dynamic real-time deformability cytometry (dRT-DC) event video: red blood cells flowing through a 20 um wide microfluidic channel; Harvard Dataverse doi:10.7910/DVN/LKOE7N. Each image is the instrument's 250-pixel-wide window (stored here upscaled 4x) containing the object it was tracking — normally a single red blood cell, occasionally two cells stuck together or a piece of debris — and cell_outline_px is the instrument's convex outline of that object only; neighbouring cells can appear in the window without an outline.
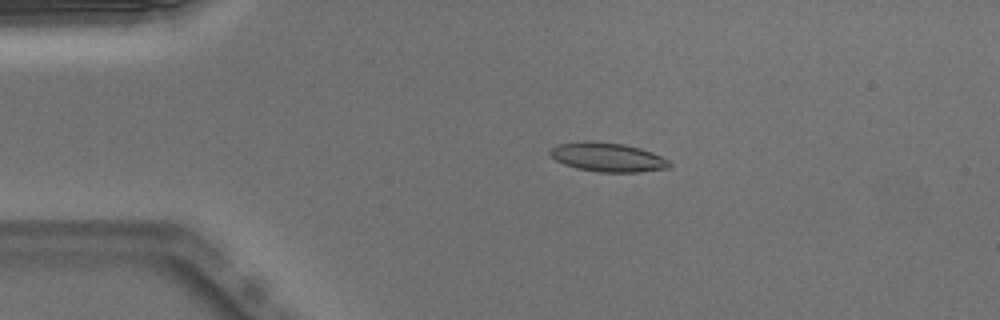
{"species": "Egyptian fruit bat (a non-hibernating species)", "species_latin": "Rousettus aegyptiacus", "temperature_condition": "warm", "stored_images_in_passage": 49, "segment_of_instrument_passage": [1, 2], "camera_frame_rate_fps": 3000, "um_per_image_px": 0.085, "animal": {"sex": "male"}, "frame": {"image": 1, "passage_image": 9, "time_ms": 2.667, "image_size_px": [1000, 320], "cell_outline_px": [[672, 164], [668, 168], [640, 172], [600, 172], [576, 168], [564, 164], [556, 160], [548, 152], [556, 144], [580, 140], [592, 140], [624, 144], [640, 148], [652, 152], [668, 160]], "centroid_in_image_um": [51.62, 13.34], "position_along_channel_um": 33.4, "area_um2": 20.4}}
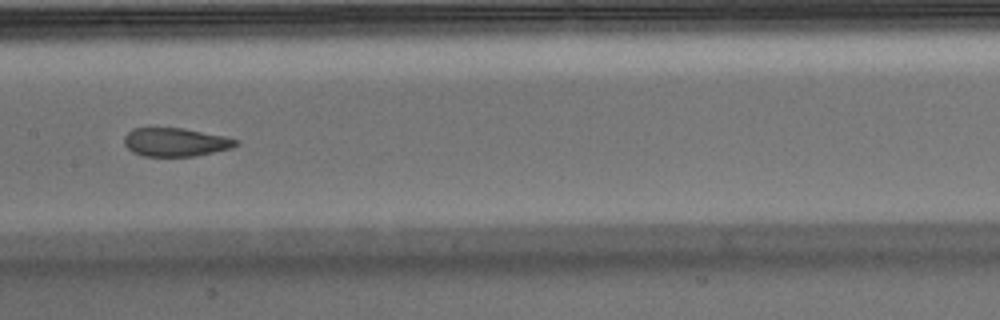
{"frame": {"image": 2, "passage_image": 24, "time_ms": 7.667, "image_size_px": [1000, 320], "cell_outline_px": [[240, 144], [232, 148], [196, 156], [144, 156], [132, 152], [124, 144], [124, 136], [132, 128], [184, 128], [224, 136], [240, 140]], "centroid_in_image_um": [14.94, 12.08], "position_along_channel_um": 192.5, "area_um2": 18.67}}
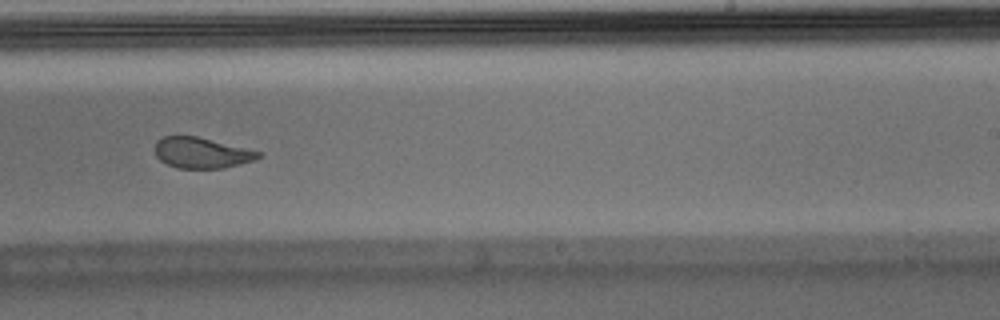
{"frame": {"image": 3, "passage_image": 30, "time_ms": 9.667, "image_size_px": [1000, 320], "cell_outline_px": [[260, 156], [252, 160], [240, 164], [224, 168], [176, 168], [160, 160], [156, 156], [156, 140], [164, 136], [196, 136], [260, 152]], "centroid_in_image_um": [17.08, 12.99], "position_along_channel_um": 271.9, "area_um2": 18.15}}